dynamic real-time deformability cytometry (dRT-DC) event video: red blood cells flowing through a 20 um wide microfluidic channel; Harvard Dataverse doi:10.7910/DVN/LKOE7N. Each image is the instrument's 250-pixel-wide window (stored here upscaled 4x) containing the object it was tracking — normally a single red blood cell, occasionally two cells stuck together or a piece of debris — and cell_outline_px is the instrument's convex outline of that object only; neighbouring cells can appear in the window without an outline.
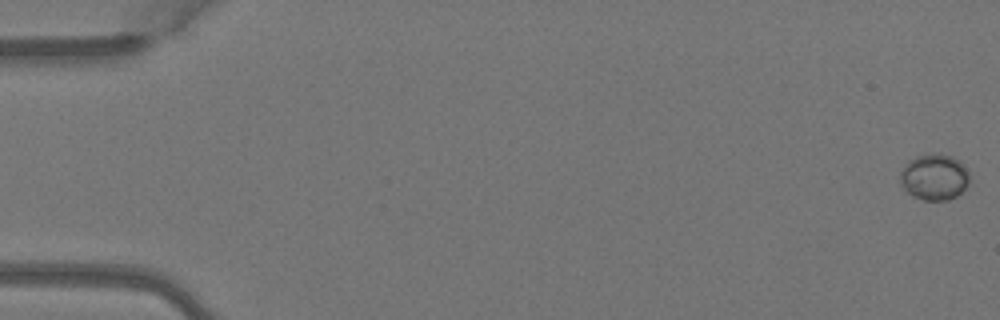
{"species": "Egyptian fruit bat (a non-hibernating species)", "species_latin": "Rousettus aegyptiacus", "temperature_condition": "warm", "stored_images_in_passage": 7, "camera_frame_rate_fps": 3000, "um_per_image_px": 0.085, "animal": {"sex": "female"}, "frame": {"image": 1, "passage_image": 1, "time_ms": 0.0, "image_size_px": [1000, 320], "cell_outline_px": [[968, 188], [956, 196], [948, 200], [924, 200], [912, 196], [900, 184], [900, 172], [904, 164], [908, 160], [916, 156], [952, 156], [964, 164], [968, 168]], "centroid_in_image_um": [79.42, 15.09], "position_along_channel_um": 5.6, "area_um2": 18.5}}
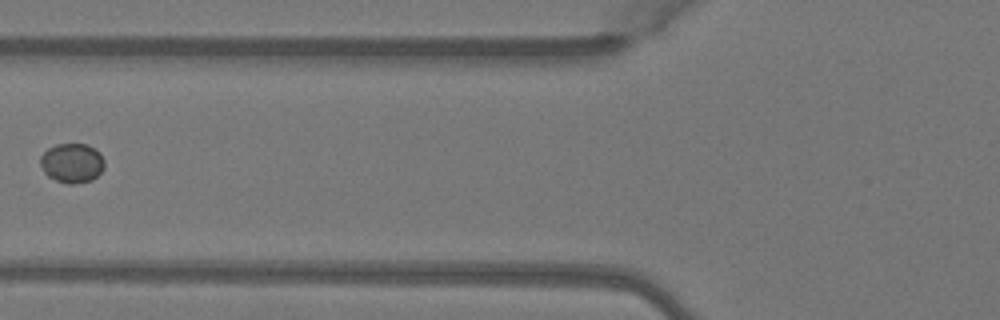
{"frame": {"image": 2, "passage_image": 6, "time_ms": 1.667, "image_size_px": [1000, 320], "cell_outline_px": [[104, 168], [92, 180], [72, 184], [68, 184], [56, 180], [48, 176], [44, 172], [40, 164], [40, 156], [48, 148], [56, 144], [88, 144], [100, 152], [104, 160]], "centroid_in_image_um": [6.12, 13.84], "position_along_channel_um": 119.7, "area_um2": 14.8}}
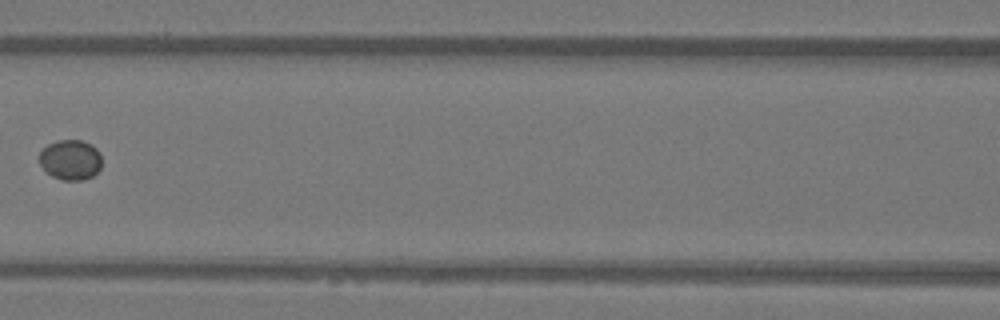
{"frame": {"image": 3, "passage_image": 7, "time_ms": 2.0, "image_size_px": [1000, 320], "cell_outline_px": [[100, 168], [92, 176], [84, 180], [60, 180], [44, 172], [40, 164], [40, 152], [48, 144], [56, 140], [80, 140], [92, 144], [100, 152]], "centroid_in_image_um": [5.97, 13.59], "position_along_channel_um": 160.6, "area_um2": 14.74}}